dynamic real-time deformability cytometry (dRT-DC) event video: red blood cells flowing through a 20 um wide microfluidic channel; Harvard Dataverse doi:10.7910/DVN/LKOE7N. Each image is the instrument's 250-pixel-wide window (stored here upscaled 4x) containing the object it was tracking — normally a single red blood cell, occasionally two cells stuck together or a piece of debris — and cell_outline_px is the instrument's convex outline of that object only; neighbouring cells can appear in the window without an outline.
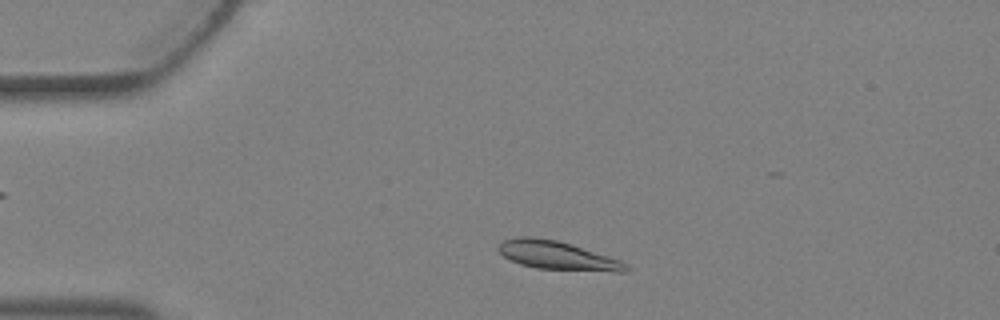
{"species": "Egyptian fruit bat (a non-hibernating species)", "species_latin": "Rousettus aegyptiacus", "temperature_condition": "warm", "stored_images_in_passage": 2, "camera_frame_rate_fps": 3000, "um_per_image_px": 0.085, "animal": {"sex": "female"}, "frame": {"image": 1, "passage_image": 1, "time_ms": 0.0, "image_size_px": [1000, 320], "cell_outline_px": [[628, 268], [624, 272], [616, 272], [536, 268], [520, 264], [504, 256], [496, 248], [504, 240], [516, 236], [528, 236], [556, 240], [620, 260], [628, 264]], "centroid_in_image_um": [47.35, 21.72], "position_along_channel_um": 37.7, "area_um2": 20.87}}